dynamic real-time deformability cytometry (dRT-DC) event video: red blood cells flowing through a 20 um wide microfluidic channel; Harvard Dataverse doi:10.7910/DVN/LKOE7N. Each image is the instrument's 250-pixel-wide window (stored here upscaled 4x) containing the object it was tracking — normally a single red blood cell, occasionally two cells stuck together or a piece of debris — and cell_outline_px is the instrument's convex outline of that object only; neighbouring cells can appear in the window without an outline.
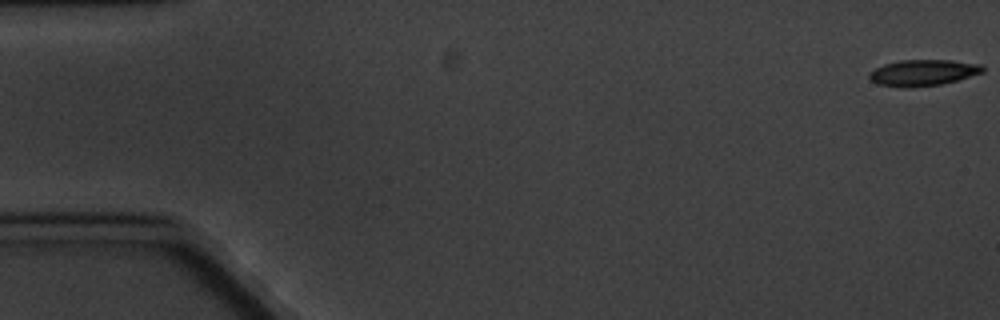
{"species": "common noctule bat (a hibernating species)", "species_latin": "Nyctalus noctula", "temperature_condition": "cold", "stored_images_in_passage": 5, "camera_frame_rate_fps": 3000, "um_per_image_px": 0.085, "animal": {"sex": "male", "body_mass_g": 20.1, "forearm_length_mm": 53.5}, "frame": {"image": 1, "passage_image": 1, "time_ms": 0.0, "image_size_px": [1000, 320], "cell_outline_px": [[984, 72], [956, 80], [940, 84], [912, 88], [900, 88], [876, 84], [868, 76], [868, 72], [884, 64], [900, 60], [952, 60], [980, 64], [984, 68]], "centroid_in_image_um": [78.41, 6.18], "position_along_channel_um": 6.6, "area_um2": 17.4}}
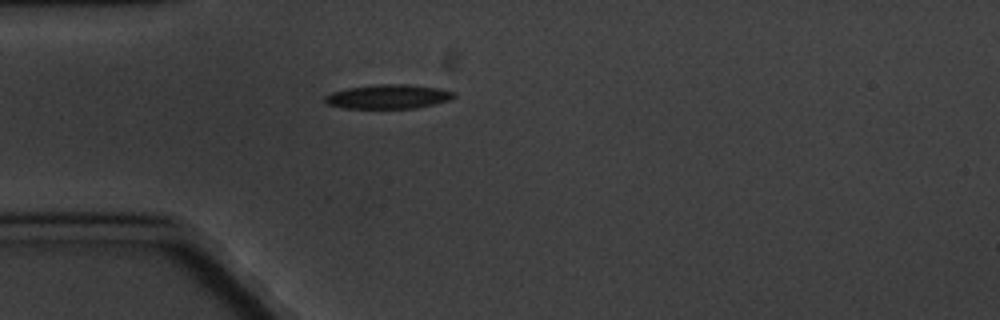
{"frame": {"image": 2, "passage_image": 5, "time_ms": 5.333, "image_size_px": [1000, 320], "cell_outline_px": [[456, 96], [448, 100], [416, 108], [344, 108], [328, 104], [324, 100], [324, 96], [332, 92], [348, 88], [372, 84], [408, 84], [440, 88], [456, 92]], "centroid_in_image_um": [33.0, 8.2], "position_along_channel_um": 52.0, "area_um2": 18.21}}